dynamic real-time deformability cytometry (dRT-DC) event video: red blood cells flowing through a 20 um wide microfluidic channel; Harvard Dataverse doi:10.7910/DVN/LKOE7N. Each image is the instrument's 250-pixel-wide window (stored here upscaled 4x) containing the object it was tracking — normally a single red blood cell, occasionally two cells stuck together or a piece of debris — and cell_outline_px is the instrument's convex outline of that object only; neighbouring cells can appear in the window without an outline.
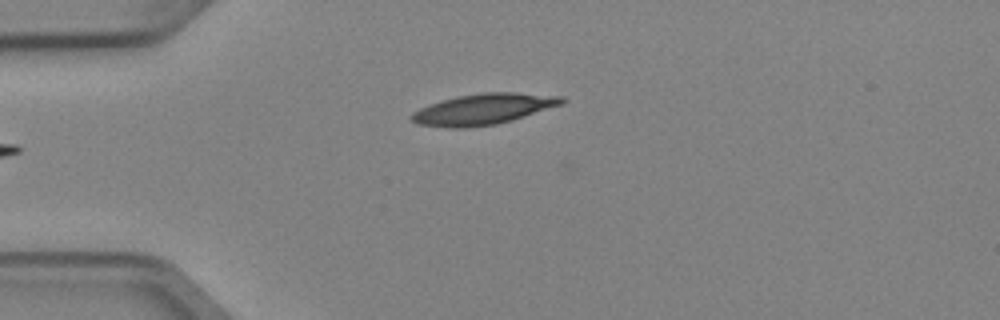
{"species": "Egyptian fruit bat (a non-hibernating species)", "species_latin": "Rousettus aegyptiacus", "temperature_condition": "cold", "stored_images_in_passage": 1, "camera_frame_rate_fps": 3000, "um_per_image_px": 0.085, "animal": {"sex": "female"}, "frame": {"image": 1, "passage_image": 1, "time_ms": 0.0, "image_size_px": [1000, 320], "cell_outline_px": [[568, 100], [564, 104], [512, 120], [496, 124], [464, 128], [448, 128], [416, 124], [408, 116], [412, 112], [428, 104], [440, 100], [456, 96], [484, 92], [516, 92], [564, 96]], "centroid_in_image_um": [41.09, 9.27], "position_along_channel_um": 43.9, "area_um2": 27.46}}